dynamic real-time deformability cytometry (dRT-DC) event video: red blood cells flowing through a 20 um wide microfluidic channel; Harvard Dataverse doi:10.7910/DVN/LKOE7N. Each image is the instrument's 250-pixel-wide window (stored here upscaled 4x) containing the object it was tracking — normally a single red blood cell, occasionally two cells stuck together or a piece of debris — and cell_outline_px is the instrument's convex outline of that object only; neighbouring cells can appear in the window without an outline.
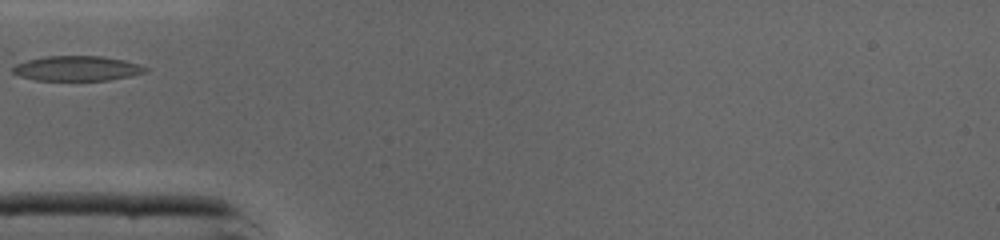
{"species": "common noctule bat (a hibernating species)", "species_latin": "Nyctalus noctula", "temperature_condition": "cold", "stored_images_in_passage": 23, "camera_frame_rate_fps": 3000, "um_per_image_px": 0.085, "animal": {"sex": "male", "body_mass_g": 19.0, "forearm_length_mm": 50.8}, "frame": {"image": 1, "passage_image": 1, "time_ms": 0.0, "image_size_px": [1000, 240], "cell_outline_px": [[148, 72], [108, 80], [36, 80], [20, 76], [12, 72], [12, 68], [16, 64], [28, 60], [44, 56], [104, 56], [124, 60], [140, 64], [148, 68]], "centroid_in_image_um": [6.57, 5.81], "position_along_channel_um": 78.4, "area_um2": 19.25}}
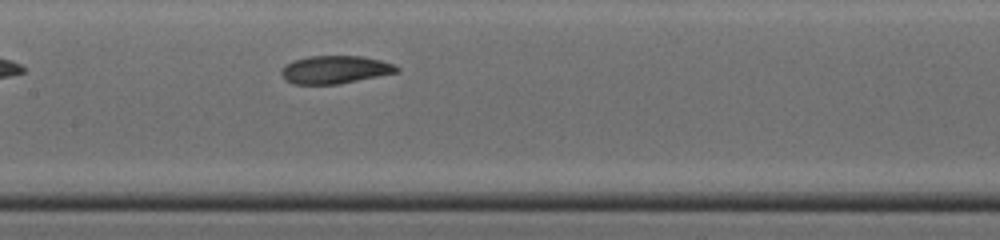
{"frame": {"image": 2, "passage_image": 8, "time_ms": 2.333, "image_size_px": [1000, 240], "cell_outline_px": [[400, 72], [336, 84], [292, 84], [284, 80], [280, 72], [284, 64], [292, 60], [308, 56], [360, 56], [380, 60], [392, 64], [400, 68]], "centroid_in_image_um": [28.42, 5.92], "position_along_channel_um": 179.0, "area_um2": 18.84}}
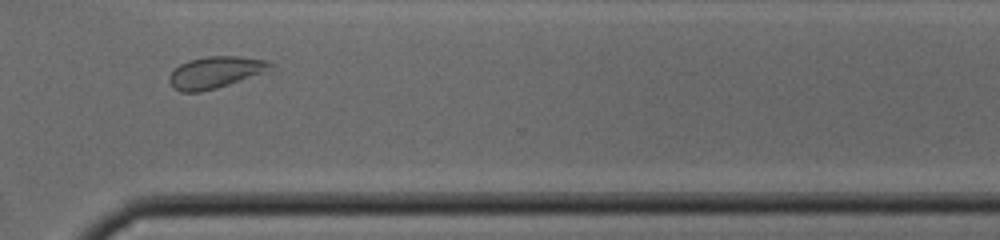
{"frame": {"image": 3, "passage_image": 20, "time_ms": 6.333, "image_size_px": [1000, 240], "cell_outline_px": [[272, 68], [228, 84], [216, 88], [200, 92], [180, 92], [172, 88], [168, 80], [168, 76], [180, 64], [188, 60], [204, 56], [240, 56], [268, 60], [272, 64]], "centroid_in_image_um": [18.23, 6.14], "position_along_channel_um": 352.4, "area_um2": 18.5}}